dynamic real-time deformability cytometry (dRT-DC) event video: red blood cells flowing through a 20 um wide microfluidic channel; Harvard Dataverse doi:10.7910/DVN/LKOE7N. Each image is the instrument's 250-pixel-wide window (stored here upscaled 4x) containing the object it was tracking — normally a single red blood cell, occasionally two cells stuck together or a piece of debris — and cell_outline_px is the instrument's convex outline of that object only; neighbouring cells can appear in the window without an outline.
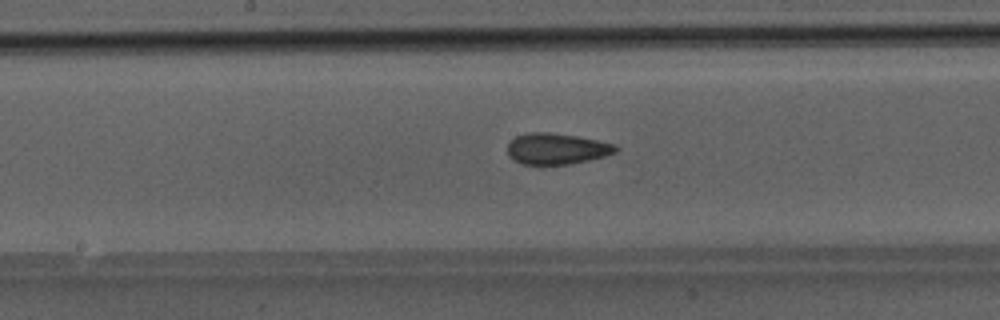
{"species": "Egyptian fruit bat (a non-hibernating species)", "species_latin": "Rousettus aegyptiacus", "temperature_condition": "room temperature", "stored_images_in_passage": 48, "camera_frame_rate_fps": 3000, "um_per_image_px": 0.085, "animal": {"sex": "male"}, "frame": {"image": 1, "passage_image": 25, "time_ms": 8.0, "image_size_px": [1000, 320], "cell_outline_px": [[620, 148], [616, 152], [604, 156], [588, 160], [568, 164], [520, 164], [512, 160], [508, 156], [508, 144], [516, 136], [528, 132], [552, 132], [576, 136], [616, 144]], "centroid_in_image_um": [47.3, 12.64], "position_along_channel_um": 200.9, "area_um2": 19.65}}
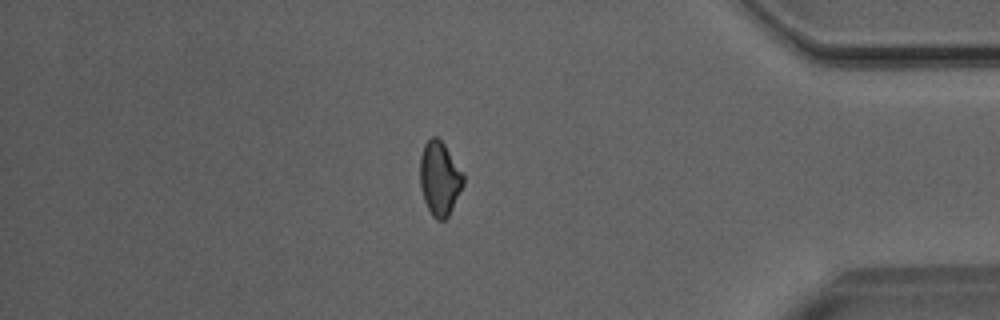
{"frame": {"image": 2, "passage_image": 41, "time_ms": 13.333, "image_size_px": [1000, 320], "cell_outline_px": [[464, 184], [448, 216], [444, 220], [436, 220], [432, 216], [424, 200], [420, 184], [420, 156], [424, 144], [432, 136], [436, 136], [444, 144], [464, 172]], "centroid_in_image_um": [37.37, 15.16], "position_along_channel_um": 397.8, "area_um2": 18.73}}
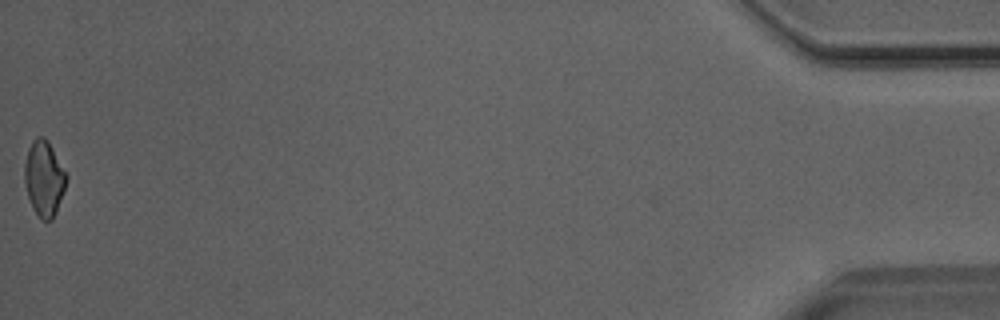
{"frame": {"image": 3, "passage_image": 48, "time_ms": 15.667, "image_size_px": [1000, 320], "cell_outline_px": [[68, 176], [56, 212], [52, 220], [44, 220], [36, 212], [28, 196], [24, 180], [24, 164], [28, 148], [32, 140], [36, 136], [44, 136], [48, 140]], "centroid_in_image_um": [3.74, 15.1], "position_along_channel_um": 431.5, "area_um2": 18.15}}